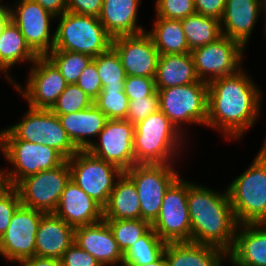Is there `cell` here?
I'll use <instances>...</instances> for the list:
<instances>
[{
    "label": "cell",
    "mask_w": 266,
    "mask_h": 266,
    "mask_svg": "<svg viewBox=\"0 0 266 266\" xmlns=\"http://www.w3.org/2000/svg\"><path fill=\"white\" fill-rule=\"evenodd\" d=\"M10 6H0V34L5 24L10 20Z\"/></svg>",
    "instance_id": "obj_50"
},
{
    "label": "cell",
    "mask_w": 266,
    "mask_h": 266,
    "mask_svg": "<svg viewBox=\"0 0 266 266\" xmlns=\"http://www.w3.org/2000/svg\"><path fill=\"white\" fill-rule=\"evenodd\" d=\"M54 16L62 15L67 11V0H33Z\"/></svg>",
    "instance_id": "obj_48"
},
{
    "label": "cell",
    "mask_w": 266,
    "mask_h": 266,
    "mask_svg": "<svg viewBox=\"0 0 266 266\" xmlns=\"http://www.w3.org/2000/svg\"><path fill=\"white\" fill-rule=\"evenodd\" d=\"M153 27L152 31L146 33L153 40L160 55L191 53L181 20L157 17Z\"/></svg>",
    "instance_id": "obj_29"
},
{
    "label": "cell",
    "mask_w": 266,
    "mask_h": 266,
    "mask_svg": "<svg viewBox=\"0 0 266 266\" xmlns=\"http://www.w3.org/2000/svg\"><path fill=\"white\" fill-rule=\"evenodd\" d=\"M192 53L159 56L155 76L156 89L199 82Z\"/></svg>",
    "instance_id": "obj_26"
},
{
    "label": "cell",
    "mask_w": 266,
    "mask_h": 266,
    "mask_svg": "<svg viewBox=\"0 0 266 266\" xmlns=\"http://www.w3.org/2000/svg\"><path fill=\"white\" fill-rule=\"evenodd\" d=\"M105 221L123 254L152 228V225L143 219Z\"/></svg>",
    "instance_id": "obj_35"
},
{
    "label": "cell",
    "mask_w": 266,
    "mask_h": 266,
    "mask_svg": "<svg viewBox=\"0 0 266 266\" xmlns=\"http://www.w3.org/2000/svg\"><path fill=\"white\" fill-rule=\"evenodd\" d=\"M158 110L159 95L156 90L151 96H147L145 98H136L129 101L126 120L135 125Z\"/></svg>",
    "instance_id": "obj_40"
},
{
    "label": "cell",
    "mask_w": 266,
    "mask_h": 266,
    "mask_svg": "<svg viewBox=\"0 0 266 266\" xmlns=\"http://www.w3.org/2000/svg\"><path fill=\"white\" fill-rule=\"evenodd\" d=\"M104 220L141 219V207L137 188L123 173L110 193L107 205L103 208Z\"/></svg>",
    "instance_id": "obj_27"
},
{
    "label": "cell",
    "mask_w": 266,
    "mask_h": 266,
    "mask_svg": "<svg viewBox=\"0 0 266 266\" xmlns=\"http://www.w3.org/2000/svg\"><path fill=\"white\" fill-rule=\"evenodd\" d=\"M156 17L182 20L195 14L194 0H156Z\"/></svg>",
    "instance_id": "obj_39"
},
{
    "label": "cell",
    "mask_w": 266,
    "mask_h": 266,
    "mask_svg": "<svg viewBox=\"0 0 266 266\" xmlns=\"http://www.w3.org/2000/svg\"><path fill=\"white\" fill-rule=\"evenodd\" d=\"M197 76L210 81L231 76L242 67L244 48L235 40L222 35L219 39L191 51Z\"/></svg>",
    "instance_id": "obj_12"
},
{
    "label": "cell",
    "mask_w": 266,
    "mask_h": 266,
    "mask_svg": "<svg viewBox=\"0 0 266 266\" xmlns=\"http://www.w3.org/2000/svg\"><path fill=\"white\" fill-rule=\"evenodd\" d=\"M53 214L74 228L103 220V208L71 179L66 184Z\"/></svg>",
    "instance_id": "obj_19"
},
{
    "label": "cell",
    "mask_w": 266,
    "mask_h": 266,
    "mask_svg": "<svg viewBox=\"0 0 266 266\" xmlns=\"http://www.w3.org/2000/svg\"><path fill=\"white\" fill-rule=\"evenodd\" d=\"M188 211L191 242L218 247L227 254L233 249L237 222L229 195L188 181Z\"/></svg>",
    "instance_id": "obj_2"
},
{
    "label": "cell",
    "mask_w": 266,
    "mask_h": 266,
    "mask_svg": "<svg viewBox=\"0 0 266 266\" xmlns=\"http://www.w3.org/2000/svg\"><path fill=\"white\" fill-rule=\"evenodd\" d=\"M102 87H124L126 72L117 52L111 47L94 57Z\"/></svg>",
    "instance_id": "obj_36"
},
{
    "label": "cell",
    "mask_w": 266,
    "mask_h": 266,
    "mask_svg": "<svg viewBox=\"0 0 266 266\" xmlns=\"http://www.w3.org/2000/svg\"><path fill=\"white\" fill-rule=\"evenodd\" d=\"M172 164H135L124 173L135 184L141 219L152 224L160 211L165 192L180 176Z\"/></svg>",
    "instance_id": "obj_9"
},
{
    "label": "cell",
    "mask_w": 266,
    "mask_h": 266,
    "mask_svg": "<svg viewBox=\"0 0 266 266\" xmlns=\"http://www.w3.org/2000/svg\"><path fill=\"white\" fill-rule=\"evenodd\" d=\"M67 162L71 180L104 208L118 178L122 176L124 171L95 157L88 150H79L67 159Z\"/></svg>",
    "instance_id": "obj_7"
},
{
    "label": "cell",
    "mask_w": 266,
    "mask_h": 266,
    "mask_svg": "<svg viewBox=\"0 0 266 266\" xmlns=\"http://www.w3.org/2000/svg\"><path fill=\"white\" fill-rule=\"evenodd\" d=\"M0 150L14 168L6 171L12 187L27 176L54 169L67 160L54 148L23 140H0Z\"/></svg>",
    "instance_id": "obj_8"
},
{
    "label": "cell",
    "mask_w": 266,
    "mask_h": 266,
    "mask_svg": "<svg viewBox=\"0 0 266 266\" xmlns=\"http://www.w3.org/2000/svg\"><path fill=\"white\" fill-rule=\"evenodd\" d=\"M227 192L238 225L266 223V158L260 151Z\"/></svg>",
    "instance_id": "obj_4"
},
{
    "label": "cell",
    "mask_w": 266,
    "mask_h": 266,
    "mask_svg": "<svg viewBox=\"0 0 266 266\" xmlns=\"http://www.w3.org/2000/svg\"><path fill=\"white\" fill-rule=\"evenodd\" d=\"M163 254L168 266H222L228 260L222 249L194 242L166 243Z\"/></svg>",
    "instance_id": "obj_25"
},
{
    "label": "cell",
    "mask_w": 266,
    "mask_h": 266,
    "mask_svg": "<svg viewBox=\"0 0 266 266\" xmlns=\"http://www.w3.org/2000/svg\"><path fill=\"white\" fill-rule=\"evenodd\" d=\"M61 266H102L90 253L73 243L60 259Z\"/></svg>",
    "instance_id": "obj_44"
},
{
    "label": "cell",
    "mask_w": 266,
    "mask_h": 266,
    "mask_svg": "<svg viewBox=\"0 0 266 266\" xmlns=\"http://www.w3.org/2000/svg\"><path fill=\"white\" fill-rule=\"evenodd\" d=\"M103 0H67V11L79 15L99 17Z\"/></svg>",
    "instance_id": "obj_45"
},
{
    "label": "cell",
    "mask_w": 266,
    "mask_h": 266,
    "mask_svg": "<svg viewBox=\"0 0 266 266\" xmlns=\"http://www.w3.org/2000/svg\"><path fill=\"white\" fill-rule=\"evenodd\" d=\"M157 92L159 95V110L169 118L181 133L184 124L194 123L206 126L207 82L200 80L192 84L157 89Z\"/></svg>",
    "instance_id": "obj_6"
},
{
    "label": "cell",
    "mask_w": 266,
    "mask_h": 266,
    "mask_svg": "<svg viewBox=\"0 0 266 266\" xmlns=\"http://www.w3.org/2000/svg\"><path fill=\"white\" fill-rule=\"evenodd\" d=\"M155 78L126 76L124 92L129 101L151 96L156 91Z\"/></svg>",
    "instance_id": "obj_41"
},
{
    "label": "cell",
    "mask_w": 266,
    "mask_h": 266,
    "mask_svg": "<svg viewBox=\"0 0 266 266\" xmlns=\"http://www.w3.org/2000/svg\"><path fill=\"white\" fill-rule=\"evenodd\" d=\"M134 137V124L126 119H108L98 135L100 143L94 142L88 151L125 172L135 165Z\"/></svg>",
    "instance_id": "obj_14"
},
{
    "label": "cell",
    "mask_w": 266,
    "mask_h": 266,
    "mask_svg": "<svg viewBox=\"0 0 266 266\" xmlns=\"http://www.w3.org/2000/svg\"><path fill=\"white\" fill-rule=\"evenodd\" d=\"M264 11L266 13V0H264ZM266 16V15H265ZM266 20V19H265ZM265 26H266V22H265Z\"/></svg>",
    "instance_id": "obj_53"
},
{
    "label": "cell",
    "mask_w": 266,
    "mask_h": 266,
    "mask_svg": "<svg viewBox=\"0 0 266 266\" xmlns=\"http://www.w3.org/2000/svg\"><path fill=\"white\" fill-rule=\"evenodd\" d=\"M76 85L79 86L92 100L102 91V83L98 75L95 61L92 59L79 76Z\"/></svg>",
    "instance_id": "obj_42"
},
{
    "label": "cell",
    "mask_w": 266,
    "mask_h": 266,
    "mask_svg": "<svg viewBox=\"0 0 266 266\" xmlns=\"http://www.w3.org/2000/svg\"><path fill=\"white\" fill-rule=\"evenodd\" d=\"M165 245L151 228L125 252L123 264H150L163 255Z\"/></svg>",
    "instance_id": "obj_33"
},
{
    "label": "cell",
    "mask_w": 266,
    "mask_h": 266,
    "mask_svg": "<svg viewBox=\"0 0 266 266\" xmlns=\"http://www.w3.org/2000/svg\"><path fill=\"white\" fill-rule=\"evenodd\" d=\"M263 10L264 0H226L220 20L222 35L237 41L246 49L258 16Z\"/></svg>",
    "instance_id": "obj_20"
},
{
    "label": "cell",
    "mask_w": 266,
    "mask_h": 266,
    "mask_svg": "<svg viewBox=\"0 0 266 266\" xmlns=\"http://www.w3.org/2000/svg\"><path fill=\"white\" fill-rule=\"evenodd\" d=\"M12 188L6 171L0 169V198Z\"/></svg>",
    "instance_id": "obj_49"
},
{
    "label": "cell",
    "mask_w": 266,
    "mask_h": 266,
    "mask_svg": "<svg viewBox=\"0 0 266 266\" xmlns=\"http://www.w3.org/2000/svg\"><path fill=\"white\" fill-rule=\"evenodd\" d=\"M127 76L155 78L160 53L146 33L112 39Z\"/></svg>",
    "instance_id": "obj_17"
},
{
    "label": "cell",
    "mask_w": 266,
    "mask_h": 266,
    "mask_svg": "<svg viewBox=\"0 0 266 266\" xmlns=\"http://www.w3.org/2000/svg\"><path fill=\"white\" fill-rule=\"evenodd\" d=\"M188 181L180 176L165 192L154 232L165 242H191V222L187 204Z\"/></svg>",
    "instance_id": "obj_10"
},
{
    "label": "cell",
    "mask_w": 266,
    "mask_h": 266,
    "mask_svg": "<svg viewBox=\"0 0 266 266\" xmlns=\"http://www.w3.org/2000/svg\"><path fill=\"white\" fill-rule=\"evenodd\" d=\"M62 127L78 150H88L94 143L89 136L96 137L103 130L108 118L94 104L84 110L57 115Z\"/></svg>",
    "instance_id": "obj_23"
},
{
    "label": "cell",
    "mask_w": 266,
    "mask_h": 266,
    "mask_svg": "<svg viewBox=\"0 0 266 266\" xmlns=\"http://www.w3.org/2000/svg\"><path fill=\"white\" fill-rule=\"evenodd\" d=\"M37 57L19 28L10 19L0 34V71L5 73L7 80L13 84L15 80L7 74L9 69L19 62L33 63Z\"/></svg>",
    "instance_id": "obj_28"
},
{
    "label": "cell",
    "mask_w": 266,
    "mask_h": 266,
    "mask_svg": "<svg viewBox=\"0 0 266 266\" xmlns=\"http://www.w3.org/2000/svg\"><path fill=\"white\" fill-rule=\"evenodd\" d=\"M93 102L79 86L67 84L50 111L56 115L70 114L89 108Z\"/></svg>",
    "instance_id": "obj_38"
},
{
    "label": "cell",
    "mask_w": 266,
    "mask_h": 266,
    "mask_svg": "<svg viewBox=\"0 0 266 266\" xmlns=\"http://www.w3.org/2000/svg\"><path fill=\"white\" fill-rule=\"evenodd\" d=\"M75 228L53 213L45 214L36 233L35 255L61 259L74 243Z\"/></svg>",
    "instance_id": "obj_22"
},
{
    "label": "cell",
    "mask_w": 266,
    "mask_h": 266,
    "mask_svg": "<svg viewBox=\"0 0 266 266\" xmlns=\"http://www.w3.org/2000/svg\"><path fill=\"white\" fill-rule=\"evenodd\" d=\"M20 266H61L60 259L52 257L33 256L16 262Z\"/></svg>",
    "instance_id": "obj_47"
},
{
    "label": "cell",
    "mask_w": 266,
    "mask_h": 266,
    "mask_svg": "<svg viewBox=\"0 0 266 266\" xmlns=\"http://www.w3.org/2000/svg\"><path fill=\"white\" fill-rule=\"evenodd\" d=\"M195 11L198 14L222 19L226 0H194Z\"/></svg>",
    "instance_id": "obj_46"
},
{
    "label": "cell",
    "mask_w": 266,
    "mask_h": 266,
    "mask_svg": "<svg viewBox=\"0 0 266 266\" xmlns=\"http://www.w3.org/2000/svg\"><path fill=\"white\" fill-rule=\"evenodd\" d=\"M123 266H168L165 255L163 254L158 260L151 262L150 264H123Z\"/></svg>",
    "instance_id": "obj_51"
},
{
    "label": "cell",
    "mask_w": 266,
    "mask_h": 266,
    "mask_svg": "<svg viewBox=\"0 0 266 266\" xmlns=\"http://www.w3.org/2000/svg\"><path fill=\"white\" fill-rule=\"evenodd\" d=\"M228 259L233 266H266V223L237 225Z\"/></svg>",
    "instance_id": "obj_21"
},
{
    "label": "cell",
    "mask_w": 266,
    "mask_h": 266,
    "mask_svg": "<svg viewBox=\"0 0 266 266\" xmlns=\"http://www.w3.org/2000/svg\"><path fill=\"white\" fill-rule=\"evenodd\" d=\"M46 213L20 205L0 238V255L11 263L35 256L36 233Z\"/></svg>",
    "instance_id": "obj_13"
},
{
    "label": "cell",
    "mask_w": 266,
    "mask_h": 266,
    "mask_svg": "<svg viewBox=\"0 0 266 266\" xmlns=\"http://www.w3.org/2000/svg\"><path fill=\"white\" fill-rule=\"evenodd\" d=\"M46 57L60 71L67 84H76L82 71L93 59L87 54L65 50H52Z\"/></svg>",
    "instance_id": "obj_34"
},
{
    "label": "cell",
    "mask_w": 266,
    "mask_h": 266,
    "mask_svg": "<svg viewBox=\"0 0 266 266\" xmlns=\"http://www.w3.org/2000/svg\"><path fill=\"white\" fill-rule=\"evenodd\" d=\"M140 3L141 0H103L99 21L112 38L146 32L137 25Z\"/></svg>",
    "instance_id": "obj_24"
},
{
    "label": "cell",
    "mask_w": 266,
    "mask_h": 266,
    "mask_svg": "<svg viewBox=\"0 0 266 266\" xmlns=\"http://www.w3.org/2000/svg\"><path fill=\"white\" fill-rule=\"evenodd\" d=\"M181 25L191 51L222 36L220 21L214 17L195 13L182 19Z\"/></svg>",
    "instance_id": "obj_30"
},
{
    "label": "cell",
    "mask_w": 266,
    "mask_h": 266,
    "mask_svg": "<svg viewBox=\"0 0 266 266\" xmlns=\"http://www.w3.org/2000/svg\"><path fill=\"white\" fill-rule=\"evenodd\" d=\"M93 104L100 109L108 119H126L129 99L124 87H102V91L94 99Z\"/></svg>",
    "instance_id": "obj_37"
},
{
    "label": "cell",
    "mask_w": 266,
    "mask_h": 266,
    "mask_svg": "<svg viewBox=\"0 0 266 266\" xmlns=\"http://www.w3.org/2000/svg\"><path fill=\"white\" fill-rule=\"evenodd\" d=\"M56 18L60 22L54 32L53 50L83 53L94 58L112 47L113 38L107 33L99 17L66 11Z\"/></svg>",
    "instance_id": "obj_5"
},
{
    "label": "cell",
    "mask_w": 266,
    "mask_h": 266,
    "mask_svg": "<svg viewBox=\"0 0 266 266\" xmlns=\"http://www.w3.org/2000/svg\"><path fill=\"white\" fill-rule=\"evenodd\" d=\"M41 144L56 149L66 159L79 151L69 139L59 117L46 109H43V139Z\"/></svg>",
    "instance_id": "obj_32"
},
{
    "label": "cell",
    "mask_w": 266,
    "mask_h": 266,
    "mask_svg": "<svg viewBox=\"0 0 266 266\" xmlns=\"http://www.w3.org/2000/svg\"><path fill=\"white\" fill-rule=\"evenodd\" d=\"M261 154L266 158V138L265 141L260 149Z\"/></svg>",
    "instance_id": "obj_52"
},
{
    "label": "cell",
    "mask_w": 266,
    "mask_h": 266,
    "mask_svg": "<svg viewBox=\"0 0 266 266\" xmlns=\"http://www.w3.org/2000/svg\"><path fill=\"white\" fill-rule=\"evenodd\" d=\"M70 179V168L66 160L54 169L25 177L14 188L19 193L21 205L46 214L54 213Z\"/></svg>",
    "instance_id": "obj_11"
},
{
    "label": "cell",
    "mask_w": 266,
    "mask_h": 266,
    "mask_svg": "<svg viewBox=\"0 0 266 266\" xmlns=\"http://www.w3.org/2000/svg\"><path fill=\"white\" fill-rule=\"evenodd\" d=\"M74 242L94 256L102 266H123L124 254L119 249L113 233L104 219L94 224L75 228Z\"/></svg>",
    "instance_id": "obj_18"
},
{
    "label": "cell",
    "mask_w": 266,
    "mask_h": 266,
    "mask_svg": "<svg viewBox=\"0 0 266 266\" xmlns=\"http://www.w3.org/2000/svg\"><path fill=\"white\" fill-rule=\"evenodd\" d=\"M32 66L26 88L17 82L14 88L27 99L28 107L50 110L67 86L65 78L46 56H38Z\"/></svg>",
    "instance_id": "obj_15"
},
{
    "label": "cell",
    "mask_w": 266,
    "mask_h": 266,
    "mask_svg": "<svg viewBox=\"0 0 266 266\" xmlns=\"http://www.w3.org/2000/svg\"><path fill=\"white\" fill-rule=\"evenodd\" d=\"M20 205V196L14 187L0 198V238L6 232L12 215Z\"/></svg>",
    "instance_id": "obj_43"
},
{
    "label": "cell",
    "mask_w": 266,
    "mask_h": 266,
    "mask_svg": "<svg viewBox=\"0 0 266 266\" xmlns=\"http://www.w3.org/2000/svg\"><path fill=\"white\" fill-rule=\"evenodd\" d=\"M134 127L135 164L173 163L183 143V134L162 111L150 114Z\"/></svg>",
    "instance_id": "obj_3"
},
{
    "label": "cell",
    "mask_w": 266,
    "mask_h": 266,
    "mask_svg": "<svg viewBox=\"0 0 266 266\" xmlns=\"http://www.w3.org/2000/svg\"><path fill=\"white\" fill-rule=\"evenodd\" d=\"M20 122L0 130V140H23L40 144L43 139V109L28 107Z\"/></svg>",
    "instance_id": "obj_31"
},
{
    "label": "cell",
    "mask_w": 266,
    "mask_h": 266,
    "mask_svg": "<svg viewBox=\"0 0 266 266\" xmlns=\"http://www.w3.org/2000/svg\"><path fill=\"white\" fill-rule=\"evenodd\" d=\"M243 69L208 83L206 126L232 140L242 138L260 113L261 92Z\"/></svg>",
    "instance_id": "obj_1"
},
{
    "label": "cell",
    "mask_w": 266,
    "mask_h": 266,
    "mask_svg": "<svg viewBox=\"0 0 266 266\" xmlns=\"http://www.w3.org/2000/svg\"><path fill=\"white\" fill-rule=\"evenodd\" d=\"M54 18L56 16L33 0H19L14 9L10 8V19L38 56H46L54 49L55 35L50 34V21Z\"/></svg>",
    "instance_id": "obj_16"
}]
</instances>
